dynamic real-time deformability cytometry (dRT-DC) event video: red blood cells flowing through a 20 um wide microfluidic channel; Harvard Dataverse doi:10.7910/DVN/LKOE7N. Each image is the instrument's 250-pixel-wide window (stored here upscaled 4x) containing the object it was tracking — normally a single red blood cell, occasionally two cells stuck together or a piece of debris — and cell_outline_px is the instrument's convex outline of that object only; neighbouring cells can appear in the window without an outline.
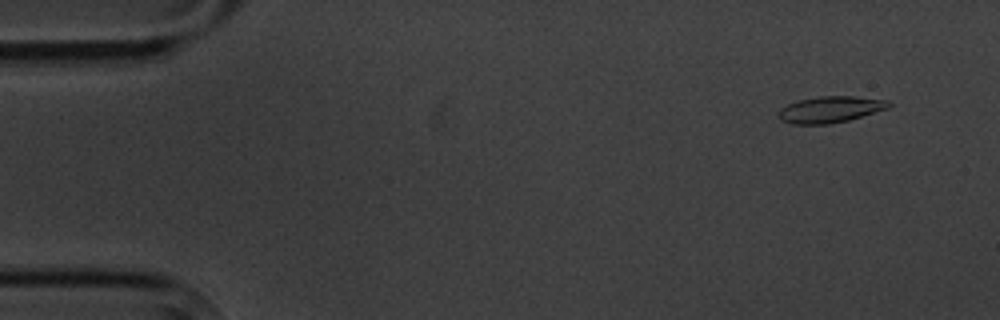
{"species": "common noctule bat (a hibernating species)", "species_latin": "Nyctalus noctula", "temperature_condition": "cold", "stored_images_in_passage": 9, "camera_frame_rate_fps": 3000, "um_per_image_px": 0.085, "animal": {"sex": "male", "body_mass_g": 20.1, "forearm_length_mm": 53.5}, "frame": {"image": 1, "passage_image": 1, "time_ms": 0.0, "image_size_px": [1000, 320], "cell_outline_px": [[892, 104], [888, 108], [848, 120], [828, 124], [792, 124], [780, 120], [780, 108], [788, 104], [800, 100], [820, 96], [852, 96], [888, 100]], "centroid_in_image_um": [70.58, 9.3], "position_along_channel_um": 14.4, "area_um2": 16.7}}
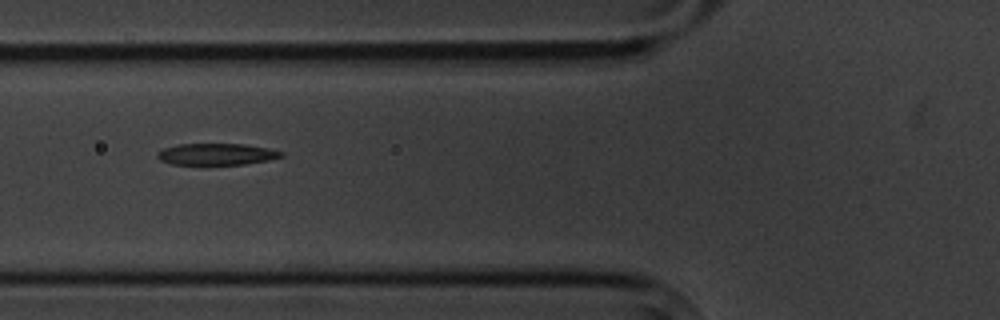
{"frame": {"image": 2, "passage_image": 6, "time_ms": 5.667, "image_size_px": [1000, 320], "cell_outline_px": [[284, 156], [268, 160], [244, 164], [200, 168], [172, 164], [160, 160], [156, 156], [156, 152], [164, 148], [180, 144], [244, 144], [268, 148], [284, 152]], "centroid_in_image_um": [18.35, 13.16], "position_along_channel_um": 107.5, "area_um2": 16.53}}
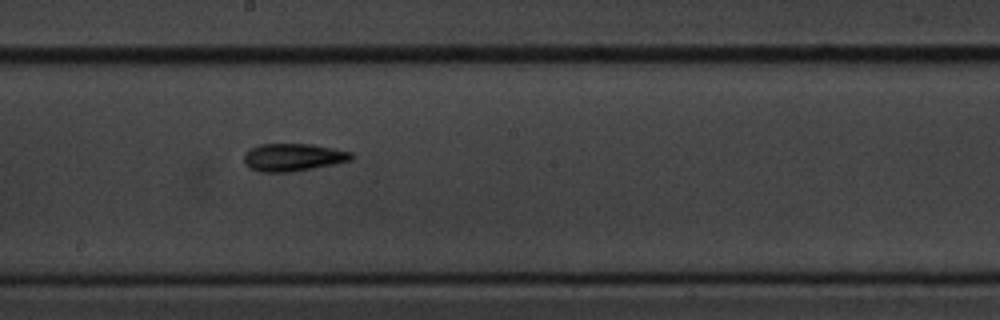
{"frame": {"image": 3, "passage_image": 9, "time_ms": 9.0, "image_size_px": [1000, 320], "cell_outline_px": [[352, 160], [292, 172], [260, 172], [248, 168], [244, 164], [244, 152], [260, 144], [312, 144], [352, 152]], "centroid_in_image_um": [24.86, 13.37], "position_along_channel_um": 223.3, "area_um2": 17.28}}